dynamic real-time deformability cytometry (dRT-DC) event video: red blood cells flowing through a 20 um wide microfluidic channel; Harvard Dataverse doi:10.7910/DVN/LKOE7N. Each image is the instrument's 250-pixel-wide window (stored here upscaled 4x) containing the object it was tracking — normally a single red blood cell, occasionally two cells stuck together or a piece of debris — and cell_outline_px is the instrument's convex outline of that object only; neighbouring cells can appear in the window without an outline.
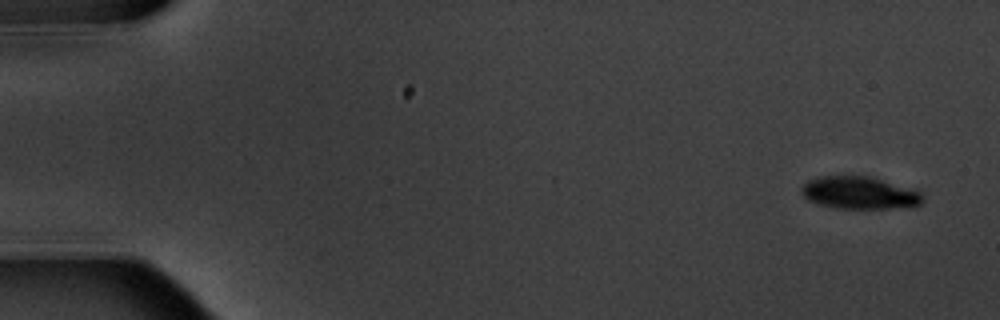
{"species": "common noctule bat (a hibernating species)", "species_latin": "Nyctalus noctula", "temperature_condition": "warm", "stored_images_in_passage": 6, "segment_of_instrument_passage": [1, 2], "camera_frame_rate_fps": 3000, "um_per_image_px": 0.085, "animal": {"sex": "male", "body_mass_g": 20.1, "forearm_length_mm": 53.5}, "frame": {"image": 1, "passage_image": 1, "time_ms": 0.0, "image_size_px": [1000, 320], "cell_outline_px": [[924, 200], [916, 208], [836, 208], [820, 204], [808, 200], [800, 192], [800, 188], [808, 180], [816, 176], [868, 176], [920, 192], [924, 196]], "centroid_in_image_um": [73.05, 16.4], "position_along_channel_um": 12.0, "area_um2": 22.89}}